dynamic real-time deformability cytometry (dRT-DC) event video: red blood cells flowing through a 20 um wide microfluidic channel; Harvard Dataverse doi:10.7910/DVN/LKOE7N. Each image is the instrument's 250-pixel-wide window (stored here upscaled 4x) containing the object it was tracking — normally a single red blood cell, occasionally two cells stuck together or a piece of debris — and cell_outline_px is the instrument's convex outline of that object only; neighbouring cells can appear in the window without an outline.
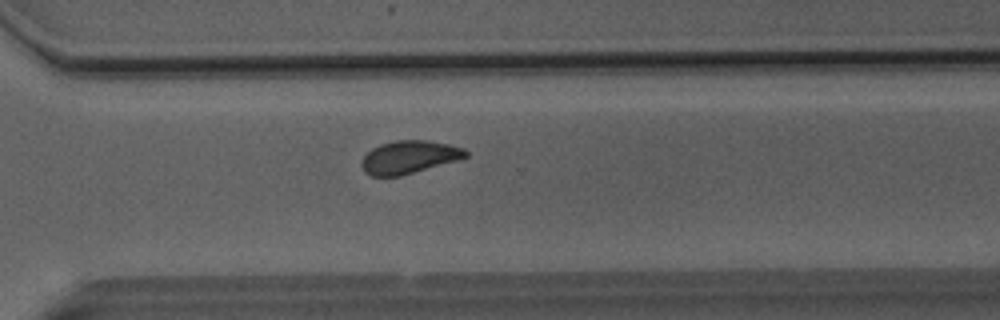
{"species": "Egyptian fruit bat (a non-hibernating species)", "species_latin": "Rousettus aegyptiacus", "temperature_condition": "room temperature", "stored_images_in_passage": 31, "camera_frame_rate_fps": 3000, "um_per_image_px": 0.085, "animal": {"sex": "male"}, "frame": {"image": 1, "passage_image": 22, "time_ms": 7.0, "image_size_px": [1000, 320], "cell_outline_px": [[468, 156], [456, 160], [400, 176], [372, 176], [364, 172], [360, 164], [364, 156], [372, 148], [380, 144], [396, 140], [428, 140], [448, 144], [464, 148], [468, 152]], "centroid_in_image_um": [34.75, 13.35], "position_along_channel_um": 335.9, "area_um2": 19.83}}